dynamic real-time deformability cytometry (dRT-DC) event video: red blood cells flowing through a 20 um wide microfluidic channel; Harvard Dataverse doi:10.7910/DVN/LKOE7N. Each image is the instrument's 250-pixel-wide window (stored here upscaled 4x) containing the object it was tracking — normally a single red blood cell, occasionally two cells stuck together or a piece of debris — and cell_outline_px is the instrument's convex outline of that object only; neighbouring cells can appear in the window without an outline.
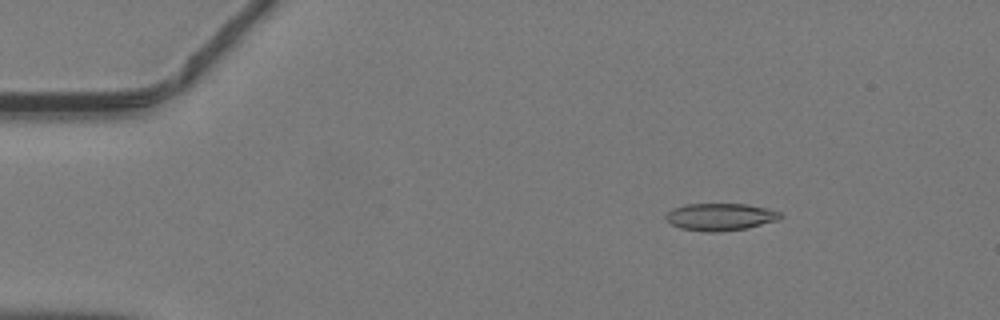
{"species": "common noctule bat (a hibernating species)", "species_latin": "Nyctalus noctula", "temperature_condition": "warm", "stored_images_in_passage": 46, "camera_frame_rate_fps": 3000, "um_per_image_px": 0.085, "animal": {"sex": "male", "body_mass_g": 19.2, "forearm_length_mm": 51.8}, "frame": {"image": 1, "passage_image": 7, "time_ms": 2.0, "image_size_px": [1000, 320], "cell_outline_px": [[784, 216], [780, 220], [748, 228], [720, 232], [704, 232], [680, 228], [672, 224], [664, 216], [672, 208], [688, 204], [748, 204], [768, 208], [780, 212]], "centroid_in_image_um": [61.28, 18.44], "position_along_channel_um": 23.7, "area_um2": 18.44}}
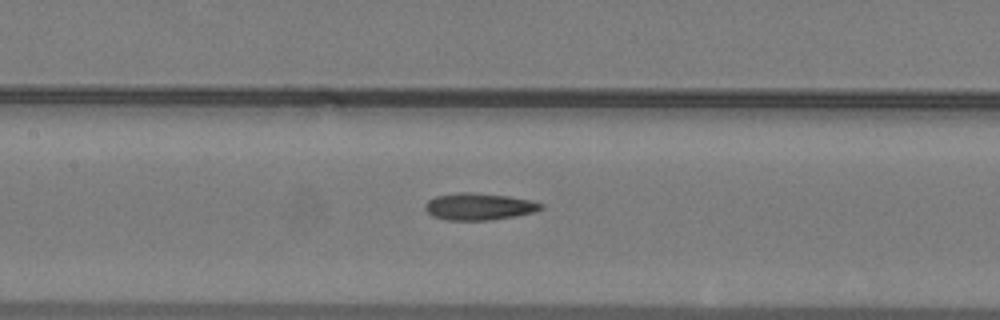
{"frame": {"image": 2, "passage_image": 22, "time_ms": 7.0, "image_size_px": [1000, 320], "cell_outline_px": [[544, 208], [532, 212], [516, 216], [492, 220], [448, 220], [432, 216], [424, 208], [424, 204], [428, 200], [436, 196], [456, 192], [472, 192], [508, 196], [532, 200], [544, 204]], "centroid_in_image_um": [40.71, 17.55], "position_along_channel_um": 166.7, "area_um2": 18.32}}
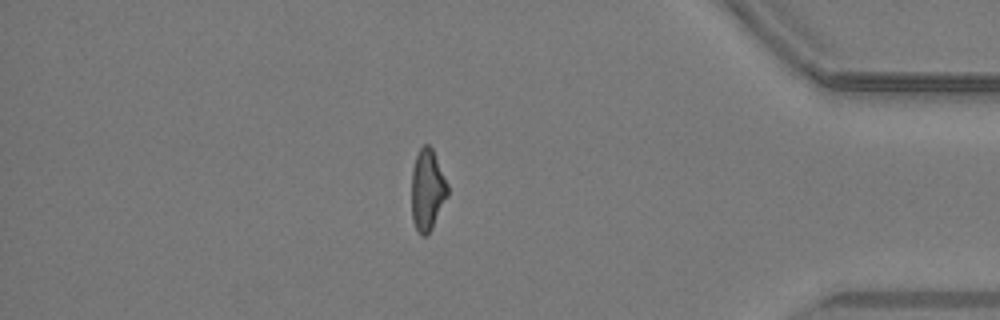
{"frame": {"image": 3, "passage_image": 40, "time_ms": 13.0, "image_size_px": [1000, 320], "cell_outline_px": [[448, 196], [432, 228], [424, 236], [420, 236], [412, 220], [412, 168], [416, 156], [420, 148], [424, 144], [428, 144], [432, 148], [448, 184]], "centroid_in_image_um": [36.33, 16.14], "position_along_channel_um": 398.9, "area_um2": 17.05}}